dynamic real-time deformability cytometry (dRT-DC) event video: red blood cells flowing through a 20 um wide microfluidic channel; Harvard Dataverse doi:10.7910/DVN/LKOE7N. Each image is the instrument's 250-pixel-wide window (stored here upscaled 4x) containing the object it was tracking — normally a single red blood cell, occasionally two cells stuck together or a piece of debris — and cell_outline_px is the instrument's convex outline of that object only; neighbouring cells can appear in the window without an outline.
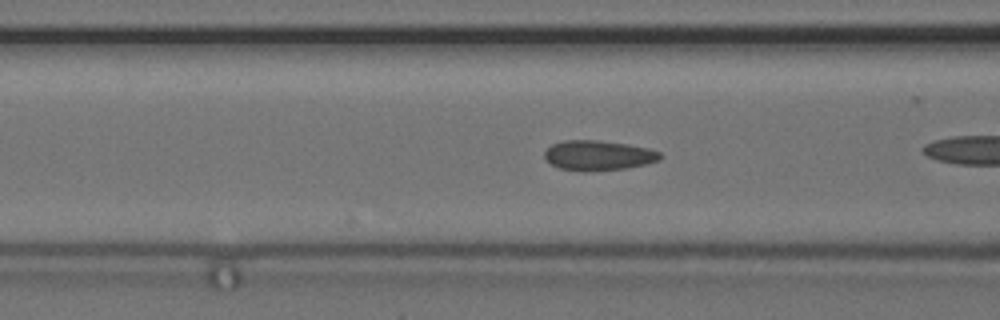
{"species": "common noctule bat (a hibernating species)", "species_latin": "Nyctalus noctula", "temperature_condition": "cold", "stored_images_in_passage": 13, "camera_frame_rate_fps": 3000, "um_per_image_px": 0.085, "animal": {"sex": "female", "body_mass_g": 24.6, "forearm_length_mm": 56.2}, "frame": {"image": 1, "passage_image": 4, "time_ms": 1.0, "image_size_px": [1000, 320], "cell_outline_px": [[664, 156], [660, 160], [644, 164], [624, 168], [584, 172], [560, 168], [544, 160], [544, 152], [552, 144], [564, 140], [596, 140], [628, 144], [648, 148], [660, 152]], "centroid_in_image_um": [50.84, 13.21], "position_along_channel_um": 115.8, "area_um2": 20.23}}